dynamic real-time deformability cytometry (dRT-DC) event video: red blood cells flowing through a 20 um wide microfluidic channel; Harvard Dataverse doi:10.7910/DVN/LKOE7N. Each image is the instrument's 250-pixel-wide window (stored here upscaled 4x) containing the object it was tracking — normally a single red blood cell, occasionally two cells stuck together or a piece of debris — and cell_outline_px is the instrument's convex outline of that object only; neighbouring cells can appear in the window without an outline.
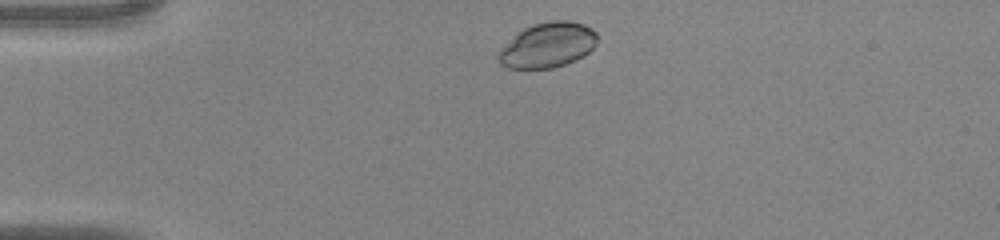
{"species": "common noctule bat (a hibernating species)", "species_latin": "Nyctalus noctula", "temperature_condition": "warm", "stored_images_in_passage": 36, "camera_frame_rate_fps": 3000, "um_per_image_px": 0.085, "animal": {"sex": "male", "body_mass_g": 20.0, "forearm_length_mm": 53.3}, "frame": {"image": 1, "passage_image": 2, "time_ms": 0.333, "image_size_px": [1000, 240], "cell_outline_px": [[596, 44], [588, 52], [564, 64], [552, 68], [508, 68], [500, 64], [496, 56], [496, 52], [516, 32], [532, 24], [552, 20], [568, 20], [584, 24], [592, 28], [596, 32]], "centroid_in_image_um": [46.49, 3.81], "position_along_channel_um": 38.5, "area_um2": 26.01}}
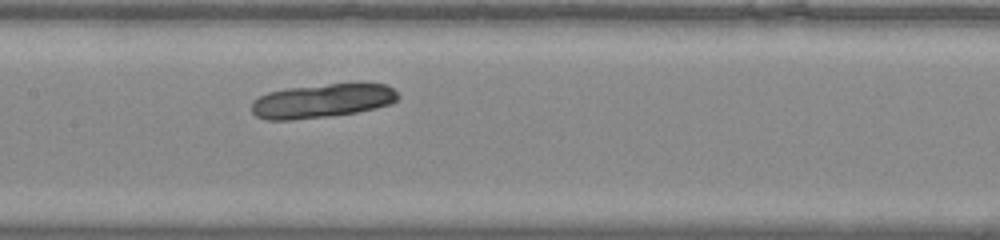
{"frame": {"image": 2, "passage_image": 14, "time_ms": 4.333, "image_size_px": [1000, 240], "cell_outline_px": [[400, 96], [392, 104], [376, 108], [356, 112], [328, 116], [292, 120], [264, 120], [256, 116], [252, 112], [252, 100], [268, 92], [288, 88], [360, 80], [388, 84]], "centroid_in_image_um": [27.46, 8.53], "position_along_channel_um": 179.9, "area_um2": 29.88}}
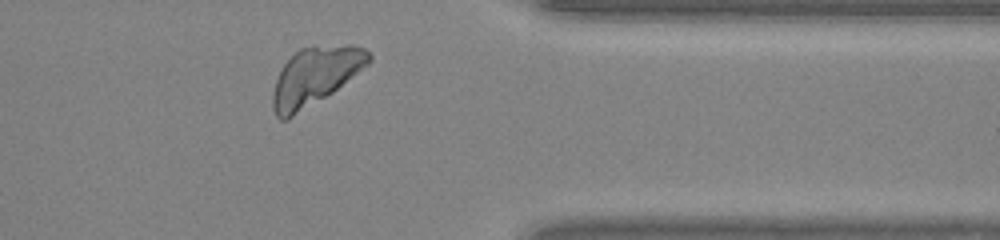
{"frame": {"image": 3, "passage_image": 28, "time_ms": 9.0, "image_size_px": [1000, 240], "cell_outline_px": [[372, 60], [368, 64], [332, 92], [288, 120], [280, 120], [276, 116], [272, 108], [272, 96], [276, 80], [280, 68], [300, 48], [312, 44], [352, 44], [364, 48], [372, 56]], "centroid_in_image_um": [26.77, 6.44], "position_along_channel_um": 384.6, "area_um2": 32.6}}